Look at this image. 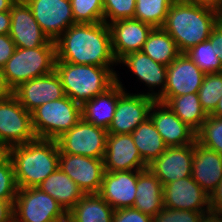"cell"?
Returning <instances> with one entry per match:
<instances>
[{
  "label": "cell",
  "mask_w": 222,
  "mask_h": 222,
  "mask_svg": "<svg viewBox=\"0 0 222 222\" xmlns=\"http://www.w3.org/2000/svg\"><path fill=\"white\" fill-rule=\"evenodd\" d=\"M56 61L111 67L117 64L111 34L105 22L70 26L56 41Z\"/></svg>",
  "instance_id": "obj_1"
},
{
  "label": "cell",
  "mask_w": 222,
  "mask_h": 222,
  "mask_svg": "<svg viewBox=\"0 0 222 222\" xmlns=\"http://www.w3.org/2000/svg\"><path fill=\"white\" fill-rule=\"evenodd\" d=\"M221 18L222 14L214 9L189 0H175L162 28L174 39L179 52L185 53L208 40Z\"/></svg>",
  "instance_id": "obj_2"
},
{
  "label": "cell",
  "mask_w": 222,
  "mask_h": 222,
  "mask_svg": "<svg viewBox=\"0 0 222 222\" xmlns=\"http://www.w3.org/2000/svg\"><path fill=\"white\" fill-rule=\"evenodd\" d=\"M14 167L18 188L38 187L59 167V148L56 140L36 138L7 149Z\"/></svg>",
  "instance_id": "obj_3"
},
{
  "label": "cell",
  "mask_w": 222,
  "mask_h": 222,
  "mask_svg": "<svg viewBox=\"0 0 222 222\" xmlns=\"http://www.w3.org/2000/svg\"><path fill=\"white\" fill-rule=\"evenodd\" d=\"M111 67L55 62L65 96L79 105L105 92L116 82V71Z\"/></svg>",
  "instance_id": "obj_4"
},
{
  "label": "cell",
  "mask_w": 222,
  "mask_h": 222,
  "mask_svg": "<svg viewBox=\"0 0 222 222\" xmlns=\"http://www.w3.org/2000/svg\"><path fill=\"white\" fill-rule=\"evenodd\" d=\"M55 61L56 45L16 47L1 69L4 85L12 92L23 82L52 73L55 70Z\"/></svg>",
  "instance_id": "obj_5"
},
{
  "label": "cell",
  "mask_w": 222,
  "mask_h": 222,
  "mask_svg": "<svg viewBox=\"0 0 222 222\" xmlns=\"http://www.w3.org/2000/svg\"><path fill=\"white\" fill-rule=\"evenodd\" d=\"M31 118L37 138L56 140L82 119L81 105L65 96L37 107Z\"/></svg>",
  "instance_id": "obj_6"
},
{
  "label": "cell",
  "mask_w": 222,
  "mask_h": 222,
  "mask_svg": "<svg viewBox=\"0 0 222 222\" xmlns=\"http://www.w3.org/2000/svg\"><path fill=\"white\" fill-rule=\"evenodd\" d=\"M68 213L38 187L18 188L13 222H67Z\"/></svg>",
  "instance_id": "obj_7"
},
{
  "label": "cell",
  "mask_w": 222,
  "mask_h": 222,
  "mask_svg": "<svg viewBox=\"0 0 222 222\" xmlns=\"http://www.w3.org/2000/svg\"><path fill=\"white\" fill-rule=\"evenodd\" d=\"M31 113L10 92L0 99V146L6 149L35 140Z\"/></svg>",
  "instance_id": "obj_8"
},
{
  "label": "cell",
  "mask_w": 222,
  "mask_h": 222,
  "mask_svg": "<svg viewBox=\"0 0 222 222\" xmlns=\"http://www.w3.org/2000/svg\"><path fill=\"white\" fill-rule=\"evenodd\" d=\"M108 132L81 119L69 131L56 139L60 153L103 159Z\"/></svg>",
  "instance_id": "obj_9"
},
{
  "label": "cell",
  "mask_w": 222,
  "mask_h": 222,
  "mask_svg": "<svg viewBox=\"0 0 222 222\" xmlns=\"http://www.w3.org/2000/svg\"><path fill=\"white\" fill-rule=\"evenodd\" d=\"M155 99L145 94L124 91L118 98L108 134H131L136 127L149 118Z\"/></svg>",
  "instance_id": "obj_10"
},
{
  "label": "cell",
  "mask_w": 222,
  "mask_h": 222,
  "mask_svg": "<svg viewBox=\"0 0 222 222\" xmlns=\"http://www.w3.org/2000/svg\"><path fill=\"white\" fill-rule=\"evenodd\" d=\"M26 3L50 40L56 41L75 24L70 0H28Z\"/></svg>",
  "instance_id": "obj_11"
},
{
  "label": "cell",
  "mask_w": 222,
  "mask_h": 222,
  "mask_svg": "<svg viewBox=\"0 0 222 222\" xmlns=\"http://www.w3.org/2000/svg\"><path fill=\"white\" fill-rule=\"evenodd\" d=\"M59 168L66 173L84 194H98L104 175L103 159L60 153Z\"/></svg>",
  "instance_id": "obj_12"
},
{
  "label": "cell",
  "mask_w": 222,
  "mask_h": 222,
  "mask_svg": "<svg viewBox=\"0 0 222 222\" xmlns=\"http://www.w3.org/2000/svg\"><path fill=\"white\" fill-rule=\"evenodd\" d=\"M11 28L9 36L16 47L36 48L43 45H56L42 31L35 20L30 6L23 1L17 0L10 9Z\"/></svg>",
  "instance_id": "obj_13"
},
{
  "label": "cell",
  "mask_w": 222,
  "mask_h": 222,
  "mask_svg": "<svg viewBox=\"0 0 222 222\" xmlns=\"http://www.w3.org/2000/svg\"><path fill=\"white\" fill-rule=\"evenodd\" d=\"M204 75L185 53H181L167 66L166 87L158 98L198 93Z\"/></svg>",
  "instance_id": "obj_14"
},
{
  "label": "cell",
  "mask_w": 222,
  "mask_h": 222,
  "mask_svg": "<svg viewBox=\"0 0 222 222\" xmlns=\"http://www.w3.org/2000/svg\"><path fill=\"white\" fill-rule=\"evenodd\" d=\"M11 93L30 113L45 103L65 97L60 77L55 70L48 75L21 83Z\"/></svg>",
  "instance_id": "obj_15"
},
{
  "label": "cell",
  "mask_w": 222,
  "mask_h": 222,
  "mask_svg": "<svg viewBox=\"0 0 222 222\" xmlns=\"http://www.w3.org/2000/svg\"><path fill=\"white\" fill-rule=\"evenodd\" d=\"M163 203L164 208L210 212V196L191 176L164 185Z\"/></svg>",
  "instance_id": "obj_16"
},
{
  "label": "cell",
  "mask_w": 222,
  "mask_h": 222,
  "mask_svg": "<svg viewBox=\"0 0 222 222\" xmlns=\"http://www.w3.org/2000/svg\"><path fill=\"white\" fill-rule=\"evenodd\" d=\"M193 156L194 143L168 147L147 168L164 186L174 180L191 176Z\"/></svg>",
  "instance_id": "obj_17"
},
{
  "label": "cell",
  "mask_w": 222,
  "mask_h": 222,
  "mask_svg": "<svg viewBox=\"0 0 222 222\" xmlns=\"http://www.w3.org/2000/svg\"><path fill=\"white\" fill-rule=\"evenodd\" d=\"M149 118L168 147L190 145L196 141V132L181 121L165 103L155 100L150 108Z\"/></svg>",
  "instance_id": "obj_18"
},
{
  "label": "cell",
  "mask_w": 222,
  "mask_h": 222,
  "mask_svg": "<svg viewBox=\"0 0 222 222\" xmlns=\"http://www.w3.org/2000/svg\"><path fill=\"white\" fill-rule=\"evenodd\" d=\"M103 161L104 170L108 172L143 170L148 167L131 134H108Z\"/></svg>",
  "instance_id": "obj_19"
},
{
  "label": "cell",
  "mask_w": 222,
  "mask_h": 222,
  "mask_svg": "<svg viewBox=\"0 0 222 222\" xmlns=\"http://www.w3.org/2000/svg\"><path fill=\"white\" fill-rule=\"evenodd\" d=\"M114 58L118 62L129 53L141 51L153 27L136 19H122L108 24Z\"/></svg>",
  "instance_id": "obj_20"
},
{
  "label": "cell",
  "mask_w": 222,
  "mask_h": 222,
  "mask_svg": "<svg viewBox=\"0 0 222 222\" xmlns=\"http://www.w3.org/2000/svg\"><path fill=\"white\" fill-rule=\"evenodd\" d=\"M138 170L105 171L98 194L115 210L133 207Z\"/></svg>",
  "instance_id": "obj_21"
},
{
  "label": "cell",
  "mask_w": 222,
  "mask_h": 222,
  "mask_svg": "<svg viewBox=\"0 0 222 222\" xmlns=\"http://www.w3.org/2000/svg\"><path fill=\"white\" fill-rule=\"evenodd\" d=\"M124 64L137 78L145 83L149 92L141 93L154 98L155 100L163 93L166 87L167 66L159 64L142 51L133 52L122 57L117 64ZM160 87L158 92L154 91ZM154 88V89H153Z\"/></svg>",
  "instance_id": "obj_22"
},
{
  "label": "cell",
  "mask_w": 222,
  "mask_h": 222,
  "mask_svg": "<svg viewBox=\"0 0 222 222\" xmlns=\"http://www.w3.org/2000/svg\"><path fill=\"white\" fill-rule=\"evenodd\" d=\"M191 177L210 196L222 180V155L195 141Z\"/></svg>",
  "instance_id": "obj_23"
},
{
  "label": "cell",
  "mask_w": 222,
  "mask_h": 222,
  "mask_svg": "<svg viewBox=\"0 0 222 222\" xmlns=\"http://www.w3.org/2000/svg\"><path fill=\"white\" fill-rule=\"evenodd\" d=\"M118 76L116 74V82L110 88L81 106L82 119L87 123L108 129L115 113L118 98L126 90Z\"/></svg>",
  "instance_id": "obj_24"
},
{
  "label": "cell",
  "mask_w": 222,
  "mask_h": 222,
  "mask_svg": "<svg viewBox=\"0 0 222 222\" xmlns=\"http://www.w3.org/2000/svg\"><path fill=\"white\" fill-rule=\"evenodd\" d=\"M136 200L133 208L154 217L164 208L163 185L148 169L138 170Z\"/></svg>",
  "instance_id": "obj_25"
},
{
  "label": "cell",
  "mask_w": 222,
  "mask_h": 222,
  "mask_svg": "<svg viewBox=\"0 0 222 222\" xmlns=\"http://www.w3.org/2000/svg\"><path fill=\"white\" fill-rule=\"evenodd\" d=\"M38 188L53 197L67 213L85 195L79 186L59 167Z\"/></svg>",
  "instance_id": "obj_26"
},
{
  "label": "cell",
  "mask_w": 222,
  "mask_h": 222,
  "mask_svg": "<svg viewBox=\"0 0 222 222\" xmlns=\"http://www.w3.org/2000/svg\"><path fill=\"white\" fill-rule=\"evenodd\" d=\"M113 213L99 194H85L68 212L67 222H112Z\"/></svg>",
  "instance_id": "obj_27"
},
{
  "label": "cell",
  "mask_w": 222,
  "mask_h": 222,
  "mask_svg": "<svg viewBox=\"0 0 222 222\" xmlns=\"http://www.w3.org/2000/svg\"><path fill=\"white\" fill-rule=\"evenodd\" d=\"M159 102L165 103L176 116L197 132L208 114L202 108L198 93L187 94L172 98H157Z\"/></svg>",
  "instance_id": "obj_28"
},
{
  "label": "cell",
  "mask_w": 222,
  "mask_h": 222,
  "mask_svg": "<svg viewBox=\"0 0 222 222\" xmlns=\"http://www.w3.org/2000/svg\"><path fill=\"white\" fill-rule=\"evenodd\" d=\"M131 135L147 166L168 148L150 118L139 124Z\"/></svg>",
  "instance_id": "obj_29"
},
{
  "label": "cell",
  "mask_w": 222,
  "mask_h": 222,
  "mask_svg": "<svg viewBox=\"0 0 222 222\" xmlns=\"http://www.w3.org/2000/svg\"><path fill=\"white\" fill-rule=\"evenodd\" d=\"M141 51L155 62L166 66L181 54L174 39L163 28L152 29Z\"/></svg>",
  "instance_id": "obj_30"
},
{
  "label": "cell",
  "mask_w": 222,
  "mask_h": 222,
  "mask_svg": "<svg viewBox=\"0 0 222 222\" xmlns=\"http://www.w3.org/2000/svg\"><path fill=\"white\" fill-rule=\"evenodd\" d=\"M175 0H136L134 19L162 28Z\"/></svg>",
  "instance_id": "obj_31"
},
{
  "label": "cell",
  "mask_w": 222,
  "mask_h": 222,
  "mask_svg": "<svg viewBox=\"0 0 222 222\" xmlns=\"http://www.w3.org/2000/svg\"><path fill=\"white\" fill-rule=\"evenodd\" d=\"M215 53L209 40L203 41L185 52L205 74L222 72L221 61Z\"/></svg>",
  "instance_id": "obj_32"
},
{
  "label": "cell",
  "mask_w": 222,
  "mask_h": 222,
  "mask_svg": "<svg viewBox=\"0 0 222 222\" xmlns=\"http://www.w3.org/2000/svg\"><path fill=\"white\" fill-rule=\"evenodd\" d=\"M222 95V72L205 74L198 91L199 101L204 111L211 115Z\"/></svg>",
  "instance_id": "obj_33"
},
{
  "label": "cell",
  "mask_w": 222,
  "mask_h": 222,
  "mask_svg": "<svg viewBox=\"0 0 222 222\" xmlns=\"http://www.w3.org/2000/svg\"><path fill=\"white\" fill-rule=\"evenodd\" d=\"M196 142L222 155V118L208 115L196 132Z\"/></svg>",
  "instance_id": "obj_34"
},
{
  "label": "cell",
  "mask_w": 222,
  "mask_h": 222,
  "mask_svg": "<svg viewBox=\"0 0 222 222\" xmlns=\"http://www.w3.org/2000/svg\"><path fill=\"white\" fill-rule=\"evenodd\" d=\"M75 23L104 22L103 0H70Z\"/></svg>",
  "instance_id": "obj_35"
},
{
  "label": "cell",
  "mask_w": 222,
  "mask_h": 222,
  "mask_svg": "<svg viewBox=\"0 0 222 222\" xmlns=\"http://www.w3.org/2000/svg\"><path fill=\"white\" fill-rule=\"evenodd\" d=\"M136 0H103L104 22L133 19Z\"/></svg>",
  "instance_id": "obj_36"
},
{
  "label": "cell",
  "mask_w": 222,
  "mask_h": 222,
  "mask_svg": "<svg viewBox=\"0 0 222 222\" xmlns=\"http://www.w3.org/2000/svg\"><path fill=\"white\" fill-rule=\"evenodd\" d=\"M18 186L11 159L6 156L0 162V199L15 200Z\"/></svg>",
  "instance_id": "obj_37"
},
{
  "label": "cell",
  "mask_w": 222,
  "mask_h": 222,
  "mask_svg": "<svg viewBox=\"0 0 222 222\" xmlns=\"http://www.w3.org/2000/svg\"><path fill=\"white\" fill-rule=\"evenodd\" d=\"M209 213L211 212L163 208L152 217V222H200Z\"/></svg>",
  "instance_id": "obj_38"
},
{
  "label": "cell",
  "mask_w": 222,
  "mask_h": 222,
  "mask_svg": "<svg viewBox=\"0 0 222 222\" xmlns=\"http://www.w3.org/2000/svg\"><path fill=\"white\" fill-rule=\"evenodd\" d=\"M112 222H152V217L133 207L115 209Z\"/></svg>",
  "instance_id": "obj_39"
},
{
  "label": "cell",
  "mask_w": 222,
  "mask_h": 222,
  "mask_svg": "<svg viewBox=\"0 0 222 222\" xmlns=\"http://www.w3.org/2000/svg\"><path fill=\"white\" fill-rule=\"evenodd\" d=\"M15 49L16 45L9 34L0 35V70L11 58Z\"/></svg>",
  "instance_id": "obj_40"
},
{
  "label": "cell",
  "mask_w": 222,
  "mask_h": 222,
  "mask_svg": "<svg viewBox=\"0 0 222 222\" xmlns=\"http://www.w3.org/2000/svg\"><path fill=\"white\" fill-rule=\"evenodd\" d=\"M208 40L211 42V45L216 52L215 54L222 64V18L213 28Z\"/></svg>",
  "instance_id": "obj_41"
},
{
  "label": "cell",
  "mask_w": 222,
  "mask_h": 222,
  "mask_svg": "<svg viewBox=\"0 0 222 222\" xmlns=\"http://www.w3.org/2000/svg\"><path fill=\"white\" fill-rule=\"evenodd\" d=\"M210 212L215 215L222 213V180L210 195Z\"/></svg>",
  "instance_id": "obj_42"
},
{
  "label": "cell",
  "mask_w": 222,
  "mask_h": 222,
  "mask_svg": "<svg viewBox=\"0 0 222 222\" xmlns=\"http://www.w3.org/2000/svg\"><path fill=\"white\" fill-rule=\"evenodd\" d=\"M14 201L0 199V222H13Z\"/></svg>",
  "instance_id": "obj_43"
},
{
  "label": "cell",
  "mask_w": 222,
  "mask_h": 222,
  "mask_svg": "<svg viewBox=\"0 0 222 222\" xmlns=\"http://www.w3.org/2000/svg\"><path fill=\"white\" fill-rule=\"evenodd\" d=\"M11 28L10 11L0 12V35L9 34Z\"/></svg>",
  "instance_id": "obj_44"
},
{
  "label": "cell",
  "mask_w": 222,
  "mask_h": 222,
  "mask_svg": "<svg viewBox=\"0 0 222 222\" xmlns=\"http://www.w3.org/2000/svg\"><path fill=\"white\" fill-rule=\"evenodd\" d=\"M200 6L214 9L222 14V0H189Z\"/></svg>",
  "instance_id": "obj_45"
},
{
  "label": "cell",
  "mask_w": 222,
  "mask_h": 222,
  "mask_svg": "<svg viewBox=\"0 0 222 222\" xmlns=\"http://www.w3.org/2000/svg\"><path fill=\"white\" fill-rule=\"evenodd\" d=\"M17 0H0V12L10 11Z\"/></svg>",
  "instance_id": "obj_46"
},
{
  "label": "cell",
  "mask_w": 222,
  "mask_h": 222,
  "mask_svg": "<svg viewBox=\"0 0 222 222\" xmlns=\"http://www.w3.org/2000/svg\"><path fill=\"white\" fill-rule=\"evenodd\" d=\"M200 222H222V219L219 215L209 213L205 215Z\"/></svg>",
  "instance_id": "obj_47"
},
{
  "label": "cell",
  "mask_w": 222,
  "mask_h": 222,
  "mask_svg": "<svg viewBox=\"0 0 222 222\" xmlns=\"http://www.w3.org/2000/svg\"><path fill=\"white\" fill-rule=\"evenodd\" d=\"M9 93H10V91L4 85L2 73L0 70V99L6 97Z\"/></svg>",
  "instance_id": "obj_48"
},
{
  "label": "cell",
  "mask_w": 222,
  "mask_h": 222,
  "mask_svg": "<svg viewBox=\"0 0 222 222\" xmlns=\"http://www.w3.org/2000/svg\"><path fill=\"white\" fill-rule=\"evenodd\" d=\"M211 115L218 117V118H222V95H221V98L217 104L215 111Z\"/></svg>",
  "instance_id": "obj_49"
},
{
  "label": "cell",
  "mask_w": 222,
  "mask_h": 222,
  "mask_svg": "<svg viewBox=\"0 0 222 222\" xmlns=\"http://www.w3.org/2000/svg\"><path fill=\"white\" fill-rule=\"evenodd\" d=\"M7 156V149L0 146V162Z\"/></svg>",
  "instance_id": "obj_50"
}]
</instances>
